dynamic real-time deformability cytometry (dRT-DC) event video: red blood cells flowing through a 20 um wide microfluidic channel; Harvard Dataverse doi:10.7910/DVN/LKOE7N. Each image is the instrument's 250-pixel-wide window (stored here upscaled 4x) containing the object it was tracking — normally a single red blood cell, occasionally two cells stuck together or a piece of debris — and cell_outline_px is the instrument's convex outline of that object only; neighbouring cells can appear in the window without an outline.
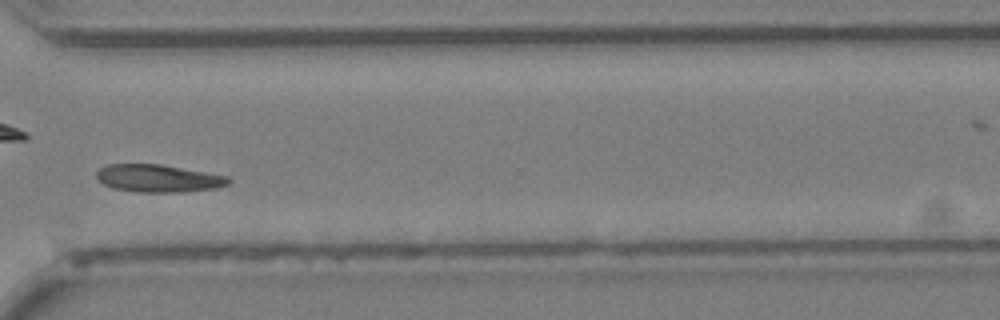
{"species": "Egyptian fruit bat (a non-hibernating species)", "species_latin": "Rousettus aegyptiacus", "temperature_condition": "cold", "stored_images_in_passage": 38, "camera_frame_rate_fps": 3000, "um_per_image_px": 0.085, "animal": {"sex": "female"}, "frame": {"image": 1, "passage_image": 27, "time_ms": 8.667, "image_size_px": [1000, 320], "cell_outline_px": [[232, 180], [228, 184], [216, 188], [184, 192], [136, 192], [112, 188], [104, 184], [96, 176], [96, 172], [100, 168], [108, 164], [160, 164], [228, 176]], "centroid_in_image_um": [13.46, 15.16], "position_along_channel_um": 357.1, "area_um2": 21.21}}
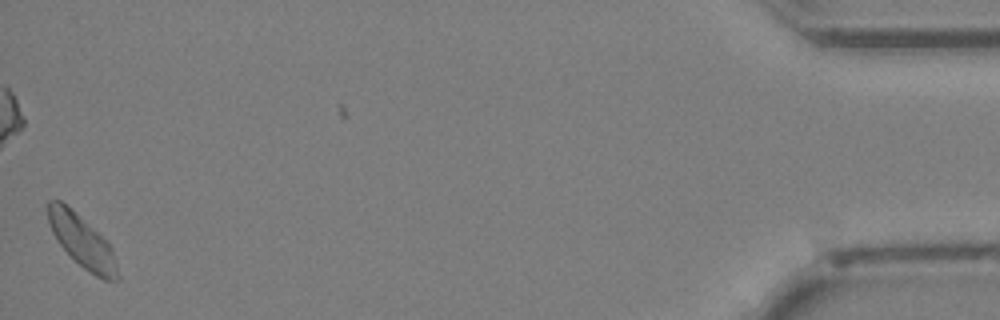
{"frame": {"image": 2, "passage_image": 37, "time_ms": 12.0, "image_size_px": [1000, 320], "cell_outline_px": [[120, 280], [104, 280], [96, 276], [84, 268], [60, 244], [52, 232], [48, 220], [48, 200], [60, 200], [108, 240], [112, 248], [120, 276]], "centroid_in_image_um": [7.02, 20.52], "position_along_channel_um": 428.2, "area_um2": 20.87}}